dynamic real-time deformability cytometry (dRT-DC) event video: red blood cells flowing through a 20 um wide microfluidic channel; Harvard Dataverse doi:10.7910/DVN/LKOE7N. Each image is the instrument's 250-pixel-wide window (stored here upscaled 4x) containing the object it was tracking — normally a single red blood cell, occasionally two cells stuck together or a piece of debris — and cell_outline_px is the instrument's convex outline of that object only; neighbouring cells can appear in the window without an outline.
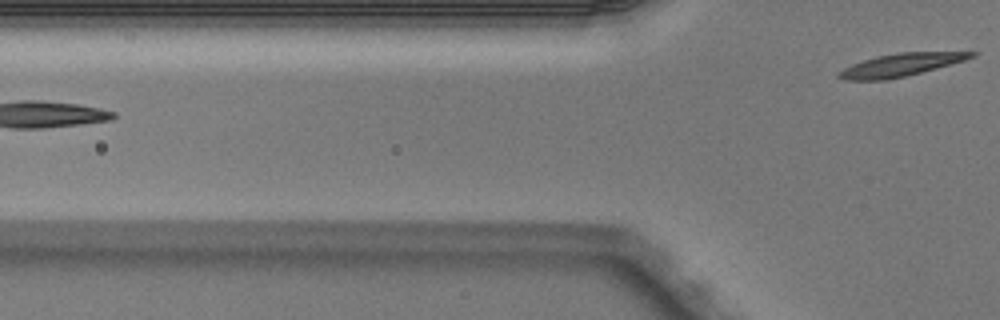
{"species": "Egyptian fruit bat (a non-hibernating species)", "species_latin": "Rousettus aegyptiacus", "temperature_condition": "warm", "stored_images_in_passage": 2, "camera_frame_rate_fps": 3000, "um_per_image_px": 0.085, "animal": {"sex": "male"}, "frame": {"image": 1, "passage_image": 2, "time_ms": 0.333, "image_size_px": [1000, 320], "cell_outline_px": [[976, 56], [964, 60], [920, 72], [904, 76], [884, 80], [844, 80], [836, 76], [844, 68], [852, 64], [876, 56], [900, 52], [976, 52]], "centroid_in_image_um": [76.52, 5.51], "position_along_channel_um": 49.3, "area_um2": 17.17}}